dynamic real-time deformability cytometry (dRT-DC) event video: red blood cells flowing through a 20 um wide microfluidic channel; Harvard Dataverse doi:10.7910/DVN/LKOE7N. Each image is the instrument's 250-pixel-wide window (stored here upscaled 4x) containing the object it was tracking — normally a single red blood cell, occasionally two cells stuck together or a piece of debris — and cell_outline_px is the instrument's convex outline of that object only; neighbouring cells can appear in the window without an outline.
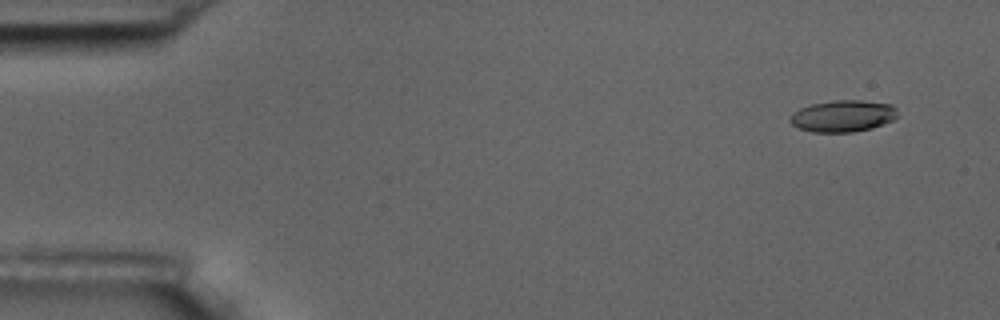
{"species": "common noctule bat (a hibernating species)", "species_latin": "Nyctalus noctula", "temperature_condition": "room temperature", "stored_images_in_passage": 4, "camera_frame_rate_fps": 3000, "um_per_image_px": 0.085, "animal": {"sex": "male", "body_mass_g": 17.5, "forearm_length_mm": 52.3}, "frame": {"image": 1, "passage_image": 1, "time_ms": 0.0, "image_size_px": [1000, 320], "cell_outline_px": [[896, 116], [892, 120], [872, 128], [852, 132], [812, 132], [796, 128], [788, 120], [800, 108], [812, 104], [832, 100], [860, 100], [892, 104], [896, 108]], "centroid_in_image_um": [71.63, 9.86], "position_along_channel_um": 13.4, "area_um2": 19.77}}